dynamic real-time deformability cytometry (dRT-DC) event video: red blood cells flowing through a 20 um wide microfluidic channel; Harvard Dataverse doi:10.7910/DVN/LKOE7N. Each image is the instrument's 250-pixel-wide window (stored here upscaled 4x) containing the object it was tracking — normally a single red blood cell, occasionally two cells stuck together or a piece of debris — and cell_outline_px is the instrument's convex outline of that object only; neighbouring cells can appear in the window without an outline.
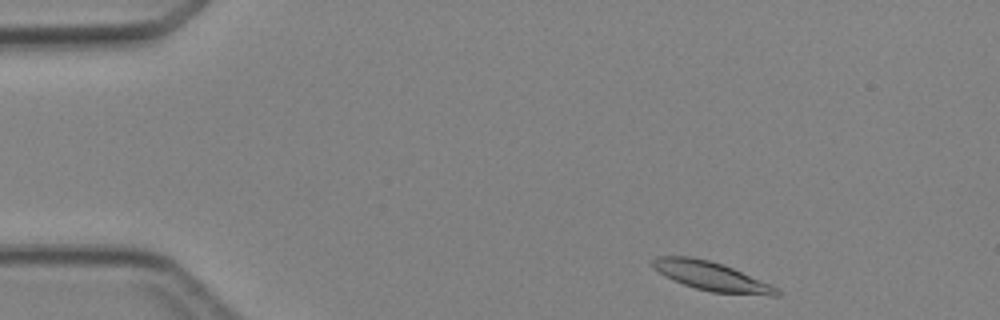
{"species": "Egyptian fruit bat (a non-hibernating species)", "species_latin": "Rousettus aegyptiacus", "temperature_condition": "cold", "stored_images_in_passage": 4, "camera_frame_rate_fps": 3000, "um_per_image_px": 0.085, "animal": {"sex": "female"}, "frame": {"image": 1, "passage_image": 1, "time_ms": 0.0, "image_size_px": [1000, 320], "cell_outline_px": [[780, 296], [768, 296], [712, 292], [696, 288], [672, 280], [652, 268], [648, 260], [656, 256], [692, 256], [724, 264], [772, 284], [780, 288]], "centroid_in_image_um": [60.48, 23.47], "position_along_channel_um": 24.5, "area_um2": 21.44}}
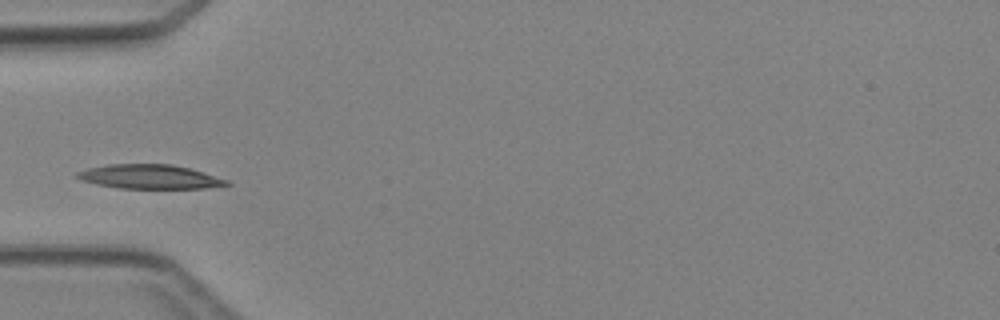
{"frame": {"image": 2, "passage_image": 3, "time_ms": 3.0, "image_size_px": [1000, 320], "cell_outline_px": [[232, 184], [204, 188], [120, 188], [96, 184], [80, 180], [72, 176], [76, 172], [88, 168], [108, 164], [172, 164], [188, 168], [228, 180]], "centroid_in_image_um": [12.64, 15.02], "position_along_channel_um": 72.4, "area_um2": 20.98}}
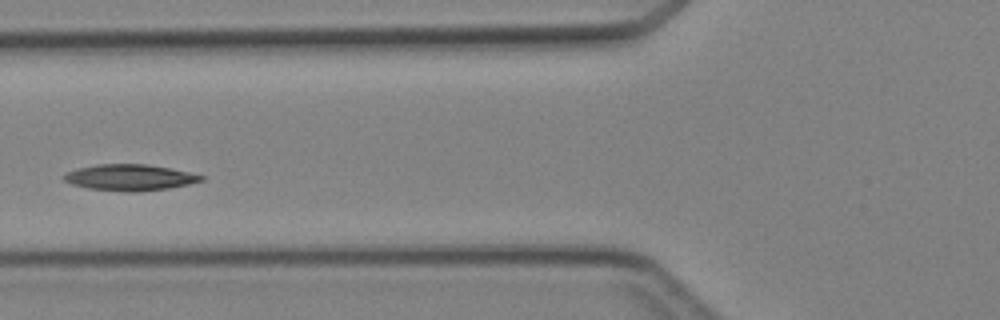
{"frame": {"image": 3, "passage_image": 4, "time_ms": 4.0, "image_size_px": [1000, 320], "cell_outline_px": [[204, 180], [188, 184], [168, 188], [136, 192], [128, 192], [88, 188], [72, 184], [64, 180], [64, 176], [68, 172], [80, 168], [96, 164], [144, 164], [168, 168], [188, 172], [204, 176]], "centroid_in_image_um": [11.04, 15.09], "position_along_channel_um": 114.8, "area_um2": 20.58}}